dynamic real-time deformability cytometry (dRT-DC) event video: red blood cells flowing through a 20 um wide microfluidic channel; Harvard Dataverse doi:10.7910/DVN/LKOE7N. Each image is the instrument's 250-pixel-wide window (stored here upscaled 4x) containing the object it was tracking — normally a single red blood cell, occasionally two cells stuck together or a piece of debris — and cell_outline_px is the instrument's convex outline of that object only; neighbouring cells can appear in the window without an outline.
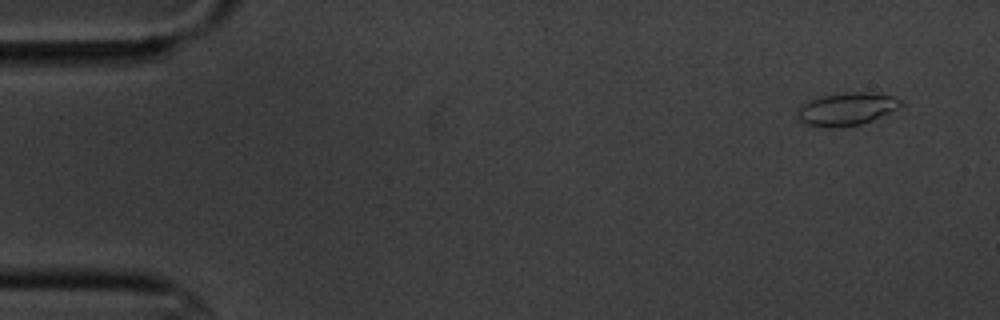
{"species": "common noctule bat (a hibernating species)", "species_latin": "Nyctalus noctula", "temperature_condition": "cold", "stored_images_in_passage": 4, "camera_frame_rate_fps": 3000, "um_per_image_px": 0.085, "animal": {"sex": "male", "body_mass_g": 20.1, "forearm_length_mm": 53.5}, "frame": {"image": 1, "passage_image": 1, "time_ms": 0.0, "image_size_px": [1000, 320], "cell_outline_px": [[904, 104], [872, 120], [860, 124], [836, 128], [828, 128], [804, 124], [796, 120], [796, 108], [804, 100], [844, 92], [872, 92], [892, 96], [900, 100]], "centroid_in_image_um": [71.84, 9.27], "position_along_channel_um": 13.2, "area_um2": 20.06}}